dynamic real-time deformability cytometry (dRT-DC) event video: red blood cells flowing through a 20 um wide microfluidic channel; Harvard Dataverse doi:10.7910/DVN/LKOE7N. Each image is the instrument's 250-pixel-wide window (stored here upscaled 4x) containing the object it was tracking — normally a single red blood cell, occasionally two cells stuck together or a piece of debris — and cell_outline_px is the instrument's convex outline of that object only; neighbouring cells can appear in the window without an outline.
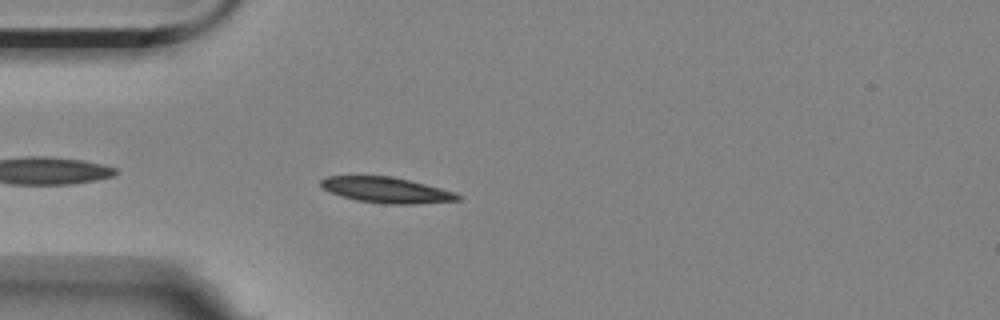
{"species": "Egyptian fruit bat (a non-hibernating species)", "species_latin": "Rousettus aegyptiacus", "temperature_condition": "room temperature", "stored_images_in_passage": 43, "camera_frame_rate_fps": 3000, "um_per_image_px": 0.085, "animal": {"sex": "female"}, "frame": {"image": 1, "passage_image": 4, "time_ms": 1.0, "image_size_px": [1000, 320], "cell_outline_px": [[464, 196], [460, 200], [416, 204], [384, 204], [356, 200], [340, 196], [324, 188], [320, 184], [320, 180], [324, 176], [392, 176], [456, 192]], "centroid_in_image_um": [32.87, 16.16], "position_along_channel_um": 52.1, "area_um2": 20.52}}
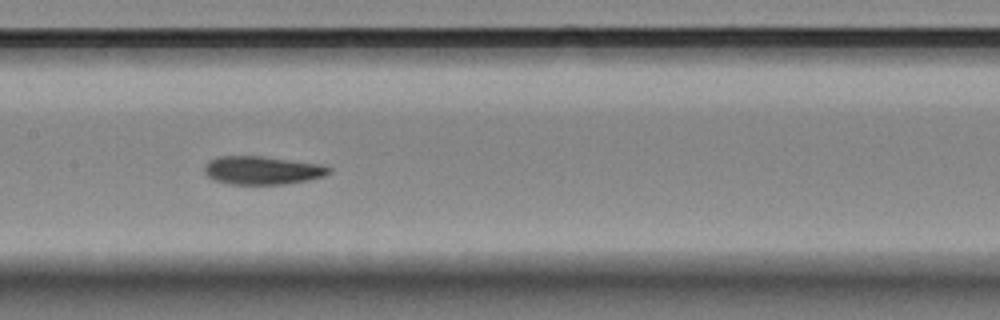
{"frame": {"image": 2, "passage_image": 16, "time_ms": 5.0, "image_size_px": [1000, 320], "cell_outline_px": [[332, 172], [324, 176], [308, 180], [284, 184], [232, 184], [212, 180], [204, 172], [204, 164], [208, 160], [220, 156], [260, 156], [320, 164], [332, 168]], "centroid_in_image_um": [22.27, 14.48], "position_along_channel_um": 185.1, "area_um2": 20.58}}
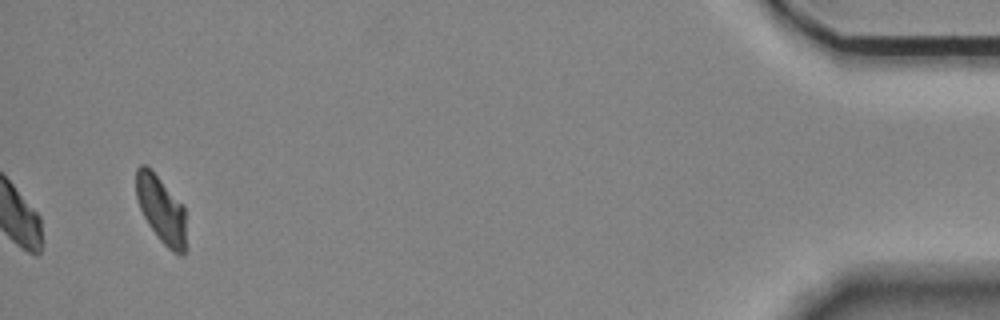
{"frame": {"image": 3, "passage_image": 43, "time_ms": 14.0, "image_size_px": [1000, 320], "cell_outline_px": [[188, 248], [184, 256], [180, 256], [172, 252], [160, 240], [148, 224], [136, 200], [136, 168], [140, 164], [148, 164], [184, 204]], "centroid_in_image_um": [13.75, 17.82], "position_along_channel_um": 421.4, "area_um2": 20.52}, "authors_computed_cell_mechanics": {"area_um2": 20.6924, "velocity_mm_per_s": 3.5141, "shape_relaxation_time_tau1_ms": 3.4575, "shape_relaxation_time_tau2_ms": null, "deformation_change_tau1": 0.1256, "deformation_change_tau2": null}}